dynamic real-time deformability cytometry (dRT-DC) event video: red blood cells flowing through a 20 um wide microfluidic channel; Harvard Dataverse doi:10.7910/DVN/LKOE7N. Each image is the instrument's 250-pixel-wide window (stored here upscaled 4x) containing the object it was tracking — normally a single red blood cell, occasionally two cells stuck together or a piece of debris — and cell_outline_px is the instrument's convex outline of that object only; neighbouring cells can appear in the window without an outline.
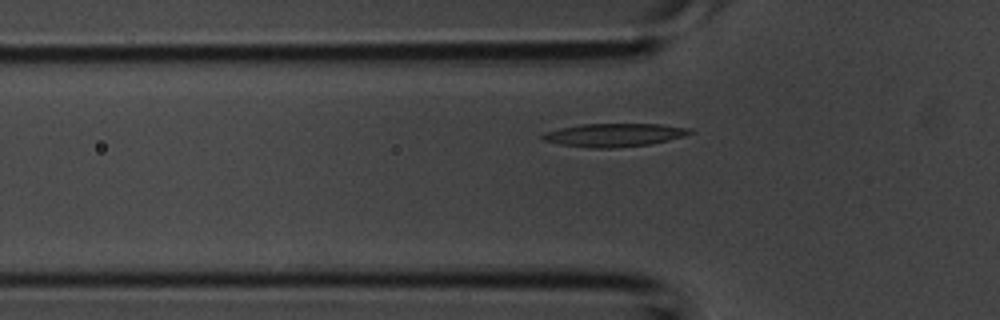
{"species": "common noctule bat (a hibernating species)", "species_latin": "Nyctalus noctula", "temperature_condition": "room temperature", "stored_images_in_passage": 31, "camera_frame_rate_fps": 3000, "um_per_image_px": 0.085, "animal": {"sex": "male", "body_mass_g": 20.1, "forearm_length_mm": 53.5}, "frame": {"image": 1, "passage_image": 3, "time_ms": 0.667, "image_size_px": [1000, 320], "cell_outline_px": [[696, 132], [684, 136], [652, 144], [612, 148], [588, 148], [560, 144], [544, 140], [540, 136], [544, 132], [560, 128], [580, 124], [660, 124], [692, 128]], "centroid_in_image_um": [52.24, 11.47], "position_along_channel_um": 73.6, "area_um2": 20.11}}
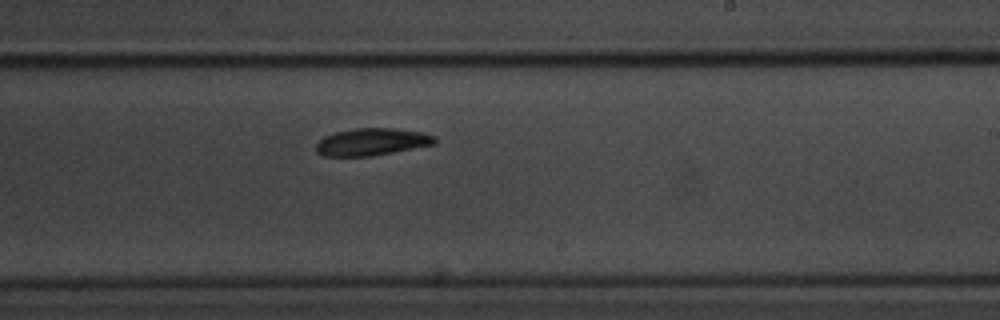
{"frame": {"image": 2, "passage_image": 15, "time_ms": 4.667, "image_size_px": [1000, 320], "cell_outline_px": [[436, 144], [372, 156], [324, 156], [316, 152], [316, 144], [324, 136], [336, 132], [356, 128], [396, 128], [420, 132], [436, 136]], "centroid_in_image_um": [31.61, 12.06], "position_along_channel_um": 257.4, "area_um2": 18.84}}
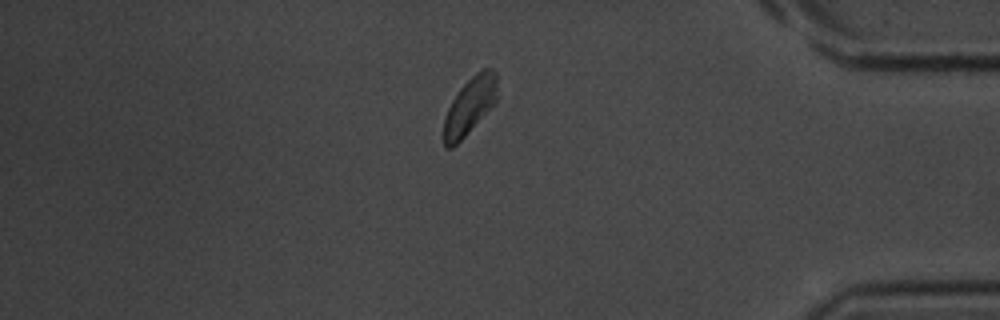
{"frame": {"image": 3, "passage_image": 26, "time_ms": 8.333, "image_size_px": [1000, 320], "cell_outline_px": [[496, 100], [464, 136], [452, 148], [444, 148], [444, 120], [448, 108], [452, 100], [460, 88], [480, 68], [492, 68], [496, 72]], "centroid_in_image_um": [39.91, 8.96], "position_along_channel_um": 395.3, "area_um2": 17.22}}